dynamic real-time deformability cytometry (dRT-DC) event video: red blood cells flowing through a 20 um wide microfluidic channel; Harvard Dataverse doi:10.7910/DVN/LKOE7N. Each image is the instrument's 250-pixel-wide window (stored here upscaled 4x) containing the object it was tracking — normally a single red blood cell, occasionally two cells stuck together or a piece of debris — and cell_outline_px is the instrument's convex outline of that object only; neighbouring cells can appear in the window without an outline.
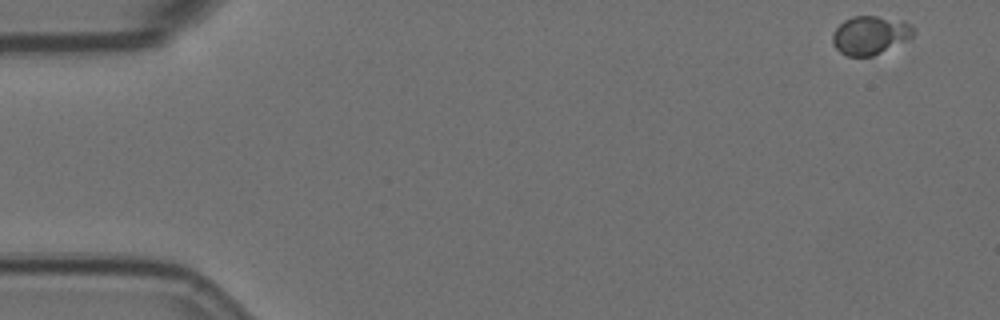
{"species": "Egyptian fruit bat (a non-hibernating species)", "species_latin": "Rousettus aegyptiacus", "temperature_condition": "room temperature", "stored_images_in_passage": 7, "camera_frame_rate_fps": 3000, "um_per_image_px": 0.085, "animal": {"sex": "female"}, "frame": {"image": 1, "passage_image": 1, "time_ms": 0.0, "image_size_px": [1000, 320], "cell_outline_px": [[916, 32], [908, 40], [872, 56], [848, 56], [840, 52], [832, 44], [832, 36], [836, 28], [844, 20], [852, 16], [876, 16], [904, 20], [912, 24], [916, 28]], "centroid_in_image_um": [74.0, 2.97], "position_along_channel_um": 11.0, "area_um2": 18.38}}
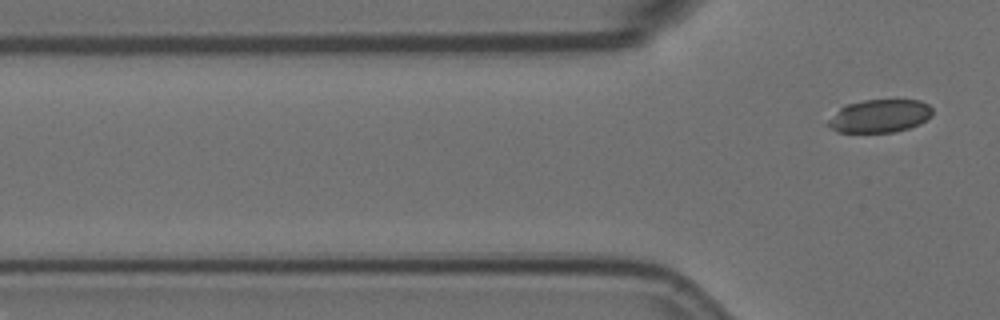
{"frame": {"image": 2, "passage_image": 7, "time_ms": 2.0, "image_size_px": [1000, 320], "cell_outline_px": [[932, 116], [920, 124], [908, 128], [892, 132], [836, 132], [828, 124], [828, 120], [844, 104], [864, 100], [920, 100], [928, 104], [932, 108]], "centroid_in_image_um": [74.79, 9.85], "position_along_channel_um": 51.0, "area_um2": 20.06}}